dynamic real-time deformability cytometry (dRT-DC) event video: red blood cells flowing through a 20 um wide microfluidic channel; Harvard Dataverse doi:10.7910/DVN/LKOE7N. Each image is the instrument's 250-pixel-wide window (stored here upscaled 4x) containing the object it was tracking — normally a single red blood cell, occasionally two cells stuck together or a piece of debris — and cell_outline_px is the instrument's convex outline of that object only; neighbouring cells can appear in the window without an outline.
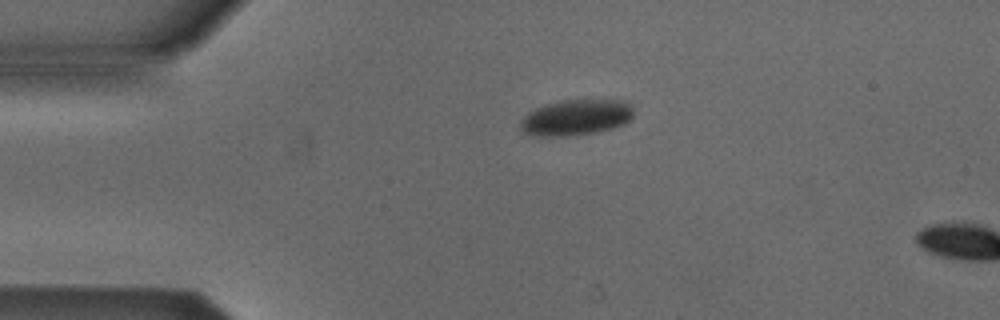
{"species": "Egyptian fruit bat (a non-hibernating species)", "species_latin": "Rousettus aegyptiacus", "temperature_condition": "cold", "stored_images_in_passage": 2, "camera_frame_rate_fps": 3000, "um_per_image_px": 0.085, "animal": {"sex": "male"}, "frame": {"image": 1, "passage_image": 1, "time_ms": 0.0, "image_size_px": [1000, 320], "cell_outline_px": [[632, 116], [624, 124], [612, 128], [596, 132], [568, 136], [532, 136], [524, 132], [520, 128], [520, 120], [528, 112], [544, 104], [560, 100], [588, 96], [628, 100], [632, 104]], "centroid_in_image_um": [49.0, 9.91], "position_along_channel_um": 36.0, "area_um2": 24.8}}